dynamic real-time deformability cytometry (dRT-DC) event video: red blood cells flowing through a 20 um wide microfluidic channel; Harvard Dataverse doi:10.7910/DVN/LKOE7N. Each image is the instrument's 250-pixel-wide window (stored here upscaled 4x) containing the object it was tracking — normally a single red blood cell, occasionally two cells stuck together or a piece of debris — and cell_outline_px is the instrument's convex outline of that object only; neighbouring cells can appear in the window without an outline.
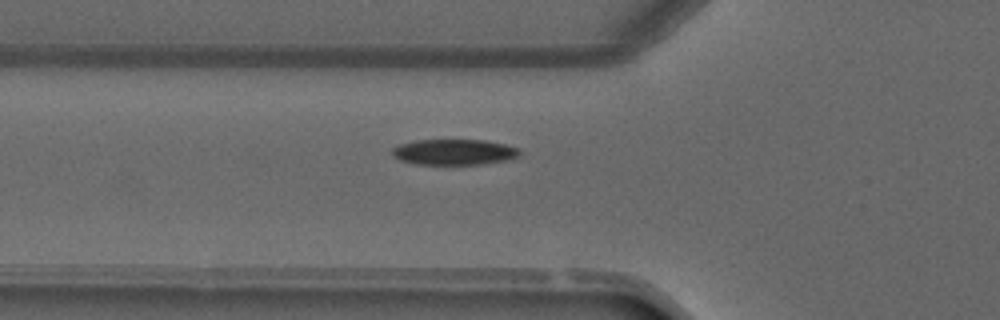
{"species": "common noctule bat (a hibernating species)", "species_latin": "Nyctalus noctula", "temperature_condition": "warm", "stored_images_in_passage": 2, "camera_frame_rate_fps": 3000, "um_per_image_px": 0.085, "animal": {"sex": "male", "forearm_length_mm": 52.5}, "frame": {"image": 1, "passage_image": 2, "time_ms": 1.333, "image_size_px": [1000, 320], "cell_outline_px": [[520, 152], [516, 156], [508, 160], [480, 164], [416, 164], [400, 160], [392, 156], [392, 148], [400, 144], [416, 140], [484, 140], [504, 144], [520, 148]], "centroid_in_image_um": [38.58, 12.92], "position_along_channel_um": 87.2, "area_um2": 19.02}}